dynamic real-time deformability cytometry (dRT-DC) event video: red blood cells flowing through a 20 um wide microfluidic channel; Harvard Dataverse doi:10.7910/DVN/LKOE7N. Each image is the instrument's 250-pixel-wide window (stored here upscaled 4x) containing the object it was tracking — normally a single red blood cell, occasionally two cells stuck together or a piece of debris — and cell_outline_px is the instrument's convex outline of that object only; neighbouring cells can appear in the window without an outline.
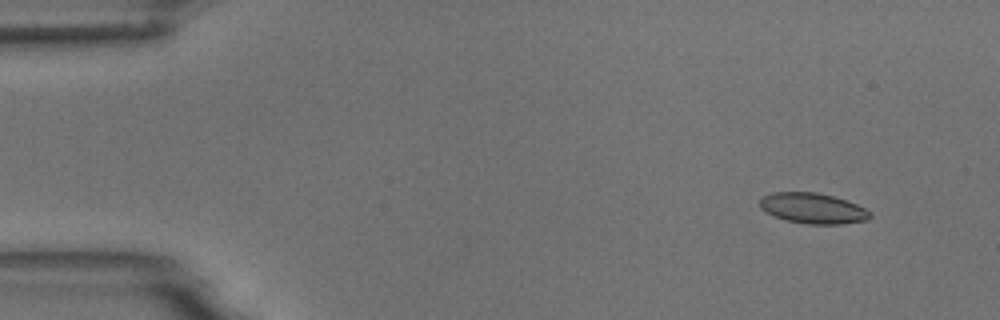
{"species": "common noctule bat (a hibernating species)", "species_latin": "Nyctalus noctula", "temperature_condition": "room temperature", "stored_images_in_passage": 5, "camera_frame_rate_fps": 3000, "um_per_image_px": 0.085, "animal": {"sex": "male", "body_mass_g": 18.8}, "frame": {"image": 1, "passage_image": 1, "time_ms": 0.0, "image_size_px": [1000, 320], "cell_outline_px": [[872, 216], [868, 220], [840, 224], [808, 224], [788, 220], [776, 216], [760, 208], [760, 200], [764, 196], [772, 192], [816, 192], [832, 196], [856, 204], [872, 212]], "centroid_in_image_um": [69.12, 17.7], "position_along_channel_um": 15.9, "area_um2": 19.36}}
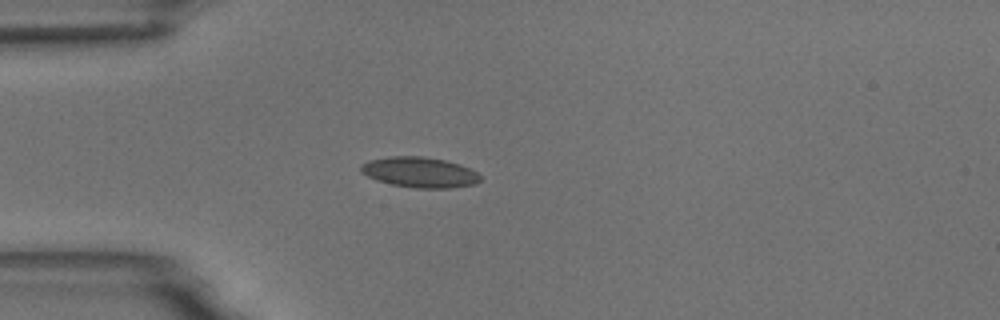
{"frame": {"image": 2, "passage_image": 4, "time_ms": 3.333, "image_size_px": [1000, 320], "cell_outline_px": [[480, 180], [476, 184], [452, 188], [416, 188], [392, 184], [376, 180], [360, 172], [360, 164], [368, 160], [388, 156], [420, 156], [444, 160], [468, 168], [476, 172], [480, 176]], "centroid_in_image_um": [35.62, 14.64], "position_along_channel_um": 49.4, "area_um2": 21.1}}